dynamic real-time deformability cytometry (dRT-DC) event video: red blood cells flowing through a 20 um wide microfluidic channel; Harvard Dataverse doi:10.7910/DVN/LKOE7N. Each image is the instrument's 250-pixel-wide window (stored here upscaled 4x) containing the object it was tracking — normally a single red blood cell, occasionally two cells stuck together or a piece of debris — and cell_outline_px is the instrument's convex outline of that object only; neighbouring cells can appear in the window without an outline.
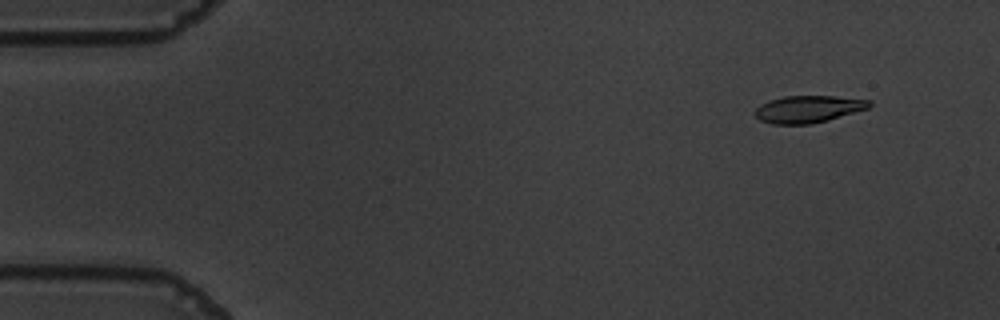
{"species": "common noctule bat (a hibernating species)", "species_latin": "Nyctalus noctula", "temperature_condition": "warm", "stored_images_in_passage": 55, "camera_frame_rate_fps": 3000, "um_per_image_px": 0.085, "animal": {"sex": "male", "body_mass_g": 19.5, "forearm_length_mm": 54.6}, "frame": {"image": 1, "passage_image": 5, "time_ms": 1.333, "image_size_px": [1000, 320], "cell_outline_px": [[872, 104], [868, 108], [828, 120], [812, 124], [772, 124], [760, 120], [752, 112], [760, 104], [768, 100], [784, 96], [836, 96], [872, 100]], "centroid_in_image_um": [68.68, 9.27], "position_along_channel_um": 16.3, "area_um2": 18.21}}
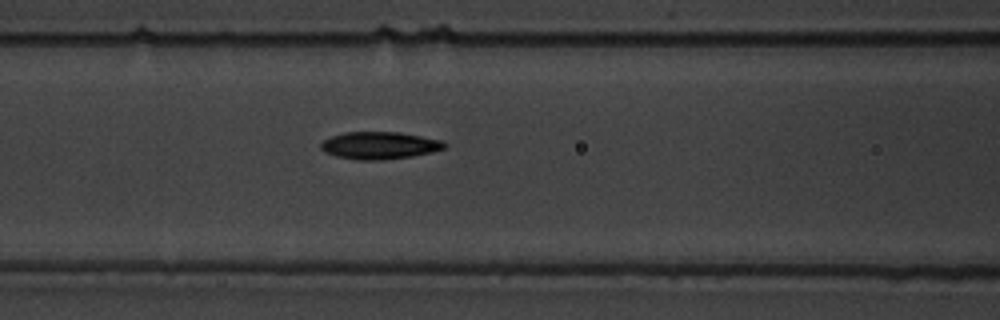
{"frame": {"image": 2, "passage_image": 23, "time_ms": 7.333, "image_size_px": [1000, 320], "cell_outline_px": [[448, 144], [444, 148], [432, 152], [412, 156], [384, 160], [356, 160], [336, 156], [324, 152], [320, 148], [320, 144], [324, 140], [332, 136], [344, 132], [400, 132], [444, 140]], "centroid_in_image_um": [32.28, 12.36], "position_along_channel_um": 134.3, "area_um2": 19.88}}
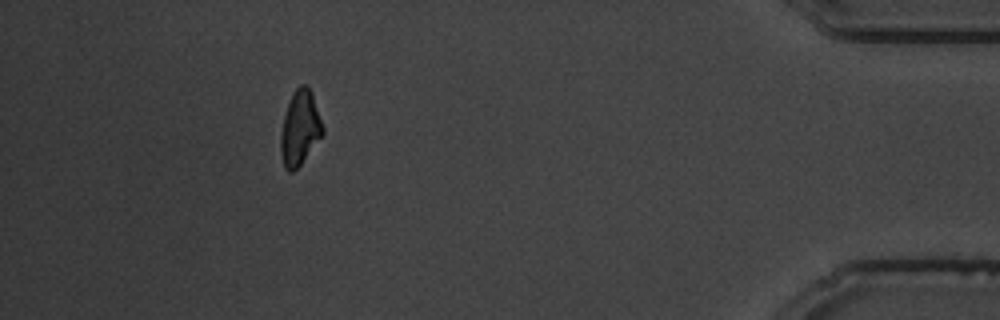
{"frame": {"image": 3, "passage_image": 50, "time_ms": 16.333, "image_size_px": [1000, 320], "cell_outline_px": [[324, 132], [300, 164], [292, 172], [288, 172], [284, 168], [280, 152], [280, 136], [284, 116], [292, 92], [300, 84], [308, 84], [312, 92], [324, 128]], "centroid_in_image_um": [25.48, 10.85], "position_along_channel_um": 409.7, "area_um2": 18.21}, "authors_computed_cell_mechanics": {"area_um2": 18.7272, "velocity_mm_per_s": 3.6683, "shape_relaxation_time_tau1_ms": 2.658, "shape_relaxation_time_tau2_ms": 5.9826, "deformation_change_tau1": 0.1608, "deformation_change_tau2": 0.1171}}